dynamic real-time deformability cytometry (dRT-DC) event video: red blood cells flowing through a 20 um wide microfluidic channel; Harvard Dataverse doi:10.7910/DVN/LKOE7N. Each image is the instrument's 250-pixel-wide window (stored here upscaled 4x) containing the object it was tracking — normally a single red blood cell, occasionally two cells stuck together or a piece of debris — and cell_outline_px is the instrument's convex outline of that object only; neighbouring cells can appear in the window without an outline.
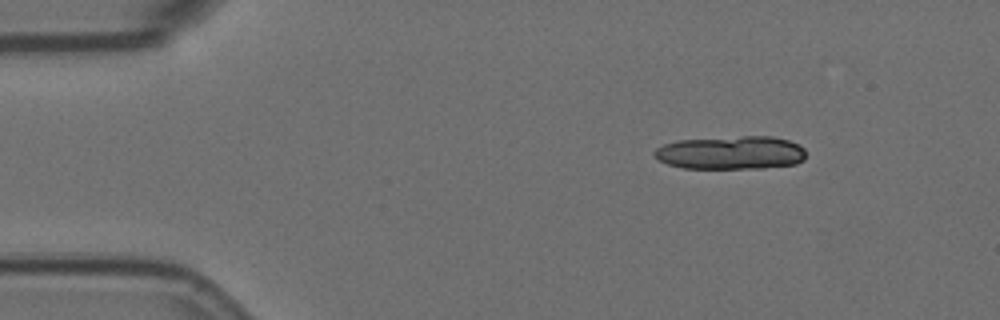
{"species": "Egyptian fruit bat (a non-hibernating species)", "species_latin": "Rousettus aegyptiacus", "temperature_condition": "room temperature", "stored_images_in_passage": 6, "segment_of_instrument_passage": [1, 2], "camera_frame_rate_fps": 3000, "um_per_image_px": 0.085, "animal": {"sex": "female"}, "frame": {"image": 1, "passage_image": 1, "time_ms": 0.0, "image_size_px": [1000, 320], "cell_outline_px": [[804, 160], [796, 164], [764, 168], [684, 168], [668, 164], [652, 156], [652, 152], [656, 148], [664, 144], [676, 140], [744, 136], [772, 136], [788, 140], [804, 148]], "centroid_in_image_um": [62.1, 12.98], "position_along_channel_um": 22.9, "area_um2": 29.54}}